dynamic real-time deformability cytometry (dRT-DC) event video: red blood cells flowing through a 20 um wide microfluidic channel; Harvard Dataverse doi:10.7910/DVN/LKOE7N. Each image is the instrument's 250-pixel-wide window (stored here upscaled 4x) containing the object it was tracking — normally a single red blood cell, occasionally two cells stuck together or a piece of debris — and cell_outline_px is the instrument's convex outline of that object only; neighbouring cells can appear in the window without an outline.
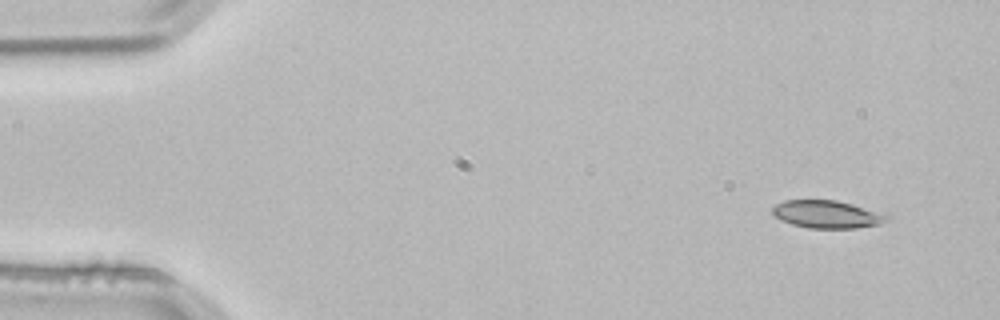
{"species": "common noctule bat (a hibernating species)", "species_latin": "Nyctalus noctula", "temperature_condition": "room temperature", "stored_images_in_passage": 3, "camera_frame_rate_fps": 3000, "um_per_image_px": 0.085, "animal": {"sex": "male", "body_mass_g": 21.5, "forearm_length_mm": 52.0}, "frame": {"image": 1, "passage_image": 1, "time_ms": 0.0, "image_size_px": [1000, 320], "cell_outline_px": [[892, 220], [880, 224], [856, 228], [808, 228], [792, 224], [780, 220], [772, 216], [772, 208], [776, 204], [784, 200], [836, 200], [884, 212], [892, 216]], "centroid_in_image_um": [70.35, 18.22], "position_along_channel_um": 14.6, "area_um2": 18.9}}
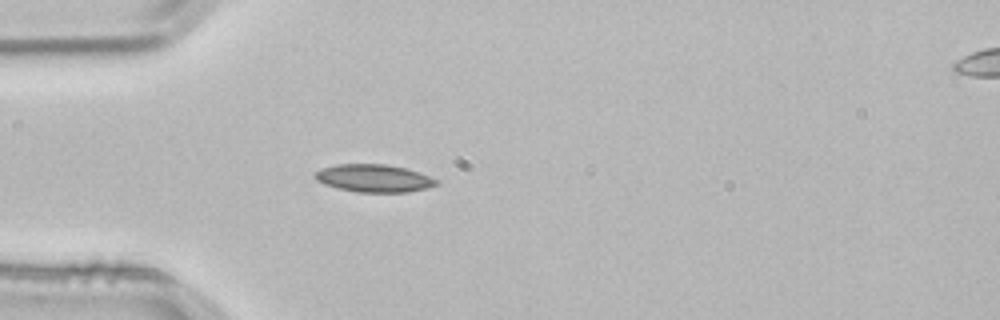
{"frame": {"image": 2, "passage_image": 3, "time_ms": 0.667, "image_size_px": [1000, 320], "cell_outline_px": [[440, 184], [408, 192], [356, 192], [324, 184], [316, 180], [312, 176], [320, 168], [336, 164], [384, 164], [404, 168], [440, 180]], "centroid_in_image_um": [31.75, 15.15], "position_along_channel_um": 53.3, "area_um2": 19.48}}